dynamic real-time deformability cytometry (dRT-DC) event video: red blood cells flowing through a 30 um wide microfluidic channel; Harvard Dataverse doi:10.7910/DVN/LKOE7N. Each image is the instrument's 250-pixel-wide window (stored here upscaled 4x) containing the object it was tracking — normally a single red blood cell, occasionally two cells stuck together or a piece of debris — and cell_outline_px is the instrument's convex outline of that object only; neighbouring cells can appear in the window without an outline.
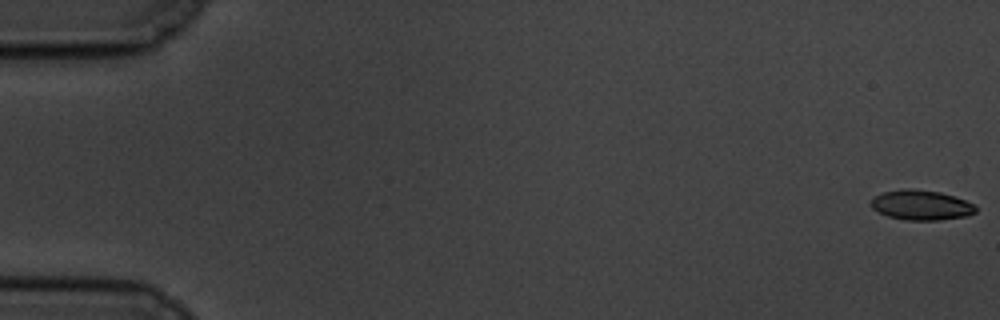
{"species": "common noctule bat (a hibernating species)", "species_latin": "Nyctalus noctula", "temperature_condition": "cold", "stored_images_in_passage": 59, "camera_frame_rate_fps": 3000, "um_per_image_px": 0.085, "animal": {"sex": "male", "body_mass_g": 19.5, "forearm_length_mm": 54.6}, "frame": {"image": 1, "passage_image": 1, "time_ms": 0.0, "image_size_px": [1000, 320], "cell_outline_px": [[976, 212], [968, 216], [940, 220], [904, 220], [888, 216], [872, 208], [868, 204], [876, 196], [884, 192], [904, 188], [912, 188], [940, 192], [964, 200], [972, 204], [976, 208]], "centroid_in_image_um": [78.29, 17.43], "position_along_channel_um": 6.7, "area_um2": 18.21}}
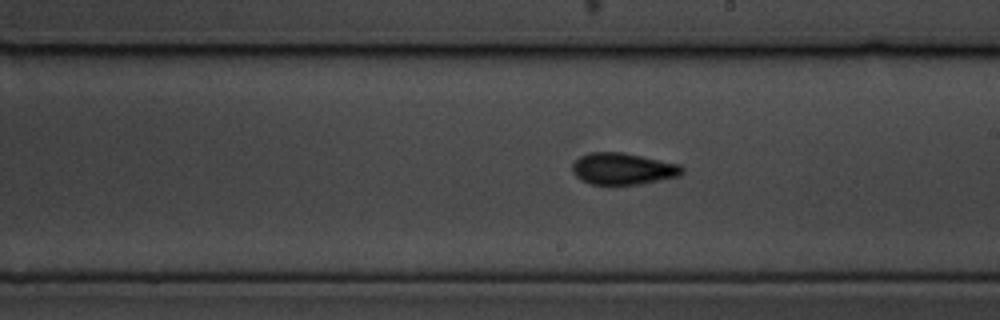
{"frame": {"image": 2, "passage_image": 34, "time_ms": 11.0, "image_size_px": [1000, 320], "cell_outline_px": [[684, 172], [680, 176], [640, 184], [592, 184], [580, 180], [572, 172], [572, 164], [580, 156], [588, 152], [624, 152], [680, 164], [684, 168]], "centroid_in_image_um": [52.96, 14.34], "position_along_channel_um": 236.0, "area_um2": 20.4}}
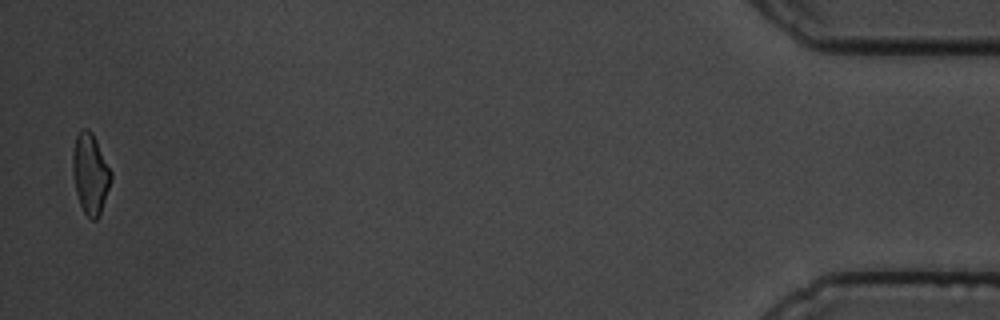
{"frame": {"image": 3, "passage_image": 58, "time_ms": 19.0, "image_size_px": [1000, 320], "cell_outline_px": [[112, 180], [100, 216], [96, 220], [92, 220], [84, 212], [80, 204], [76, 192], [72, 176], [72, 152], [76, 136], [80, 128], [88, 128], [92, 132], [112, 172]], "centroid_in_image_um": [7.67, 14.76], "position_along_channel_um": 427.5, "area_um2": 18.26}, "authors_computed_cell_mechanics": {"area_um2": 18.9006, "velocity_mm_per_s": 3.4655, "shape_relaxation_time_tau1_ms": 4.9529, "shape_relaxation_time_tau2_ms": 2.2188, "deformation_change_tau1": 0.1507, "deformation_change_tau2": 0.0909}}